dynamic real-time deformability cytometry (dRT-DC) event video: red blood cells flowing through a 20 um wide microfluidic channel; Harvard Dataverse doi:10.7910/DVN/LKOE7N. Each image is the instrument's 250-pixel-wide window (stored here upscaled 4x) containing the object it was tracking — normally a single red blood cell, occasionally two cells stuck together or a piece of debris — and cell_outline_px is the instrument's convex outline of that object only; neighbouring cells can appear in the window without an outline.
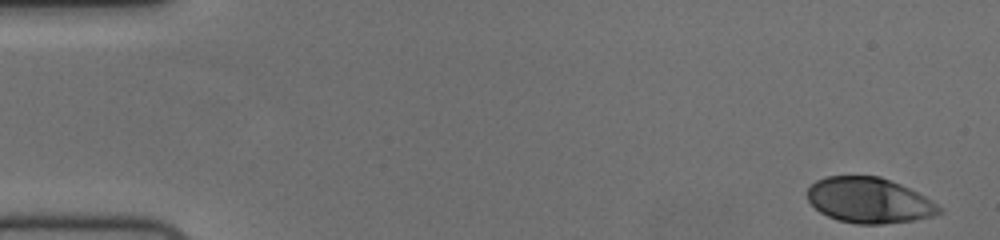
{"species": "human", "species_latin": "Homo sapiens", "temperature_condition": "cold", "stored_images_in_passage": 54, "camera_frame_rate_fps": 3000, "um_per_image_px": 0.085, "donor": {"sex": "female"}, "frame": {"image": 1, "passage_image": 1, "time_ms": 0.0, "image_size_px": [1000, 240], "cell_outline_px": [[944, 212], [932, 216], [912, 220], [880, 224], [856, 224], [836, 220], [820, 212], [808, 200], [808, 188], [816, 180], [828, 176], [880, 176], [900, 184], [932, 200], [944, 208]], "centroid_in_image_um": [73.89, 17.03], "position_along_channel_um": 11.1, "area_um2": 34.85}}
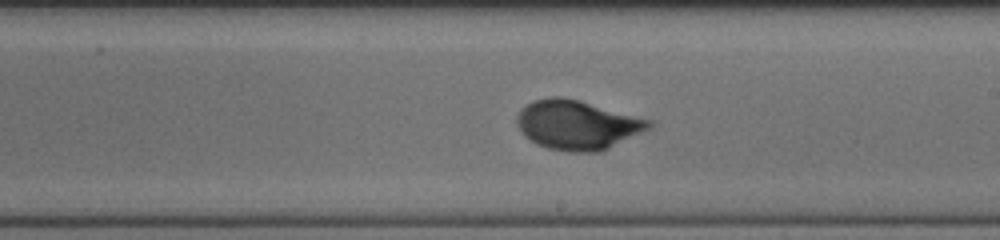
{"frame": {"image": 2, "passage_image": 31, "time_ms": 10.0, "image_size_px": [1000, 240], "cell_outline_px": [[652, 128], [600, 152], [568, 152], [548, 148], [536, 144], [524, 136], [516, 124], [516, 116], [520, 108], [532, 100], [548, 96], [560, 96], [580, 100], [652, 120]], "centroid_in_image_um": [49.04, 10.6], "position_along_channel_um": 240.0, "area_um2": 38.44}}
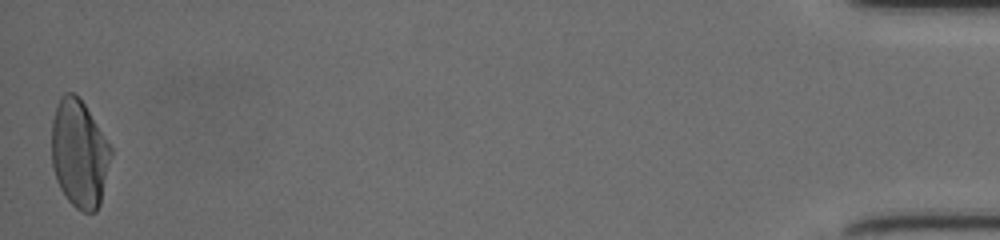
{"frame": {"image": 3, "passage_image": 54, "time_ms": 17.667, "image_size_px": [1000, 240], "cell_outline_px": [[112, 152], [100, 204], [96, 212], [84, 212], [76, 208], [68, 200], [60, 188], [56, 180], [52, 164], [52, 120], [60, 96], [64, 92], [72, 92], [84, 104], [112, 148]], "centroid_in_image_um": [6.73, 13.07], "position_along_channel_um": 428.5, "area_um2": 36.99}, "authors_computed_cell_mechanics": {"area_um2": 36.1828, "velocity_mm_per_s": 3.7035, "shape_relaxation_time_tau1_ms": 3.4389, "shape_relaxation_time_tau2_ms": null, "deformation_change_tau1": 0.1755, "deformation_change_tau2": null}}